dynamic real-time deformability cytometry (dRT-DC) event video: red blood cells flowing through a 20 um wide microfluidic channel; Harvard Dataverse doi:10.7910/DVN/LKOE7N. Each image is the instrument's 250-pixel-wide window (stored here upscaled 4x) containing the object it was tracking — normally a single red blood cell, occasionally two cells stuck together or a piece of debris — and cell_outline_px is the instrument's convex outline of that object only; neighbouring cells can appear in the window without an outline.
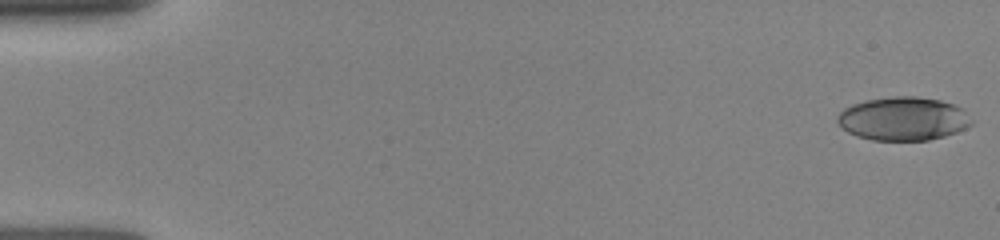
{"species": "human", "species_latin": "Homo sapiens", "temperature_condition": "room temperature", "stored_images_in_passage": 101, "camera_frame_rate_fps": 3000, "um_per_image_px": 0.085, "donor": {"sex": "female"}, "frame": {"image": 1, "passage_image": 1, "time_ms": 0.0, "image_size_px": [1000, 240], "cell_outline_px": [[972, 124], [956, 132], [944, 136], [928, 140], [872, 140], [856, 136], [848, 132], [836, 120], [836, 116], [844, 108], [852, 104], [864, 100], [896, 96], [916, 96], [940, 100], [952, 104], [960, 108], [972, 120]], "centroid_in_image_um": [76.73, 10.09], "position_along_channel_um": 8.3, "area_um2": 33.81}}
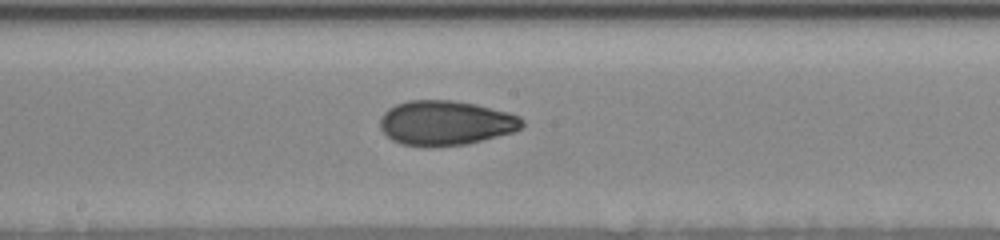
{"frame": {"image": 2, "passage_image": 59, "time_ms": 8.667, "image_size_px": [1000, 240], "cell_outline_px": [[524, 124], [520, 128], [512, 132], [464, 144], [428, 148], [400, 144], [392, 140], [380, 128], [380, 120], [384, 112], [388, 108], [396, 104], [408, 100], [452, 100], [476, 104], [508, 112], [520, 116], [524, 120]], "centroid_in_image_um": [37.85, 10.45], "position_along_channel_um": 210.4, "area_um2": 37.11}}
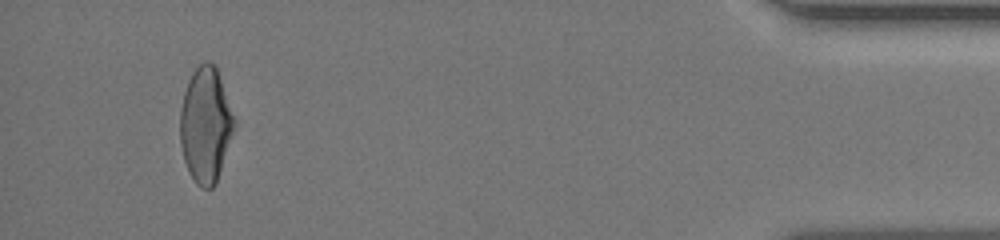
{"frame": {"image": 3, "passage_image": 91, "time_ms": 15.333, "image_size_px": [1000, 240], "cell_outline_px": [[236, 128], [216, 184], [212, 188], [204, 188], [196, 184], [188, 172], [184, 160], [180, 144], [180, 112], [184, 92], [188, 80], [192, 72], [204, 60], [208, 60], [216, 68], [236, 120]], "centroid_in_image_um": [17.48, 10.65], "position_along_channel_um": 417.7, "area_um2": 36.65}}